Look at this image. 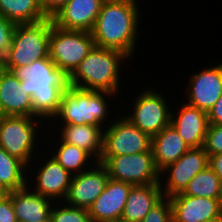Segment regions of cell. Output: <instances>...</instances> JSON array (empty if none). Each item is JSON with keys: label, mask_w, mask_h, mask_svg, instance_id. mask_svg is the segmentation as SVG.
Returning <instances> with one entry per match:
<instances>
[{"label": "cell", "mask_w": 222, "mask_h": 222, "mask_svg": "<svg viewBox=\"0 0 222 222\" xmlns=\"http://www.w3.org/2000/svg\"><path fill=\"white\" fill-rule=\"evenodd\" d=\"M207 222H222V214L219 217H217L215 219H212V220H209Z\"/></svg>", "instance_id": "39"}, {"label": "cell", "mask_w": 222, "mask_h": 222, "mask_svg": "<svg viewBox=\"0 0 222 222\" xmlns=\"http://www.w3.org/2000/svg\"><path fill=\"white\" fill-rule=\"evenodd\" d=\"M17 222H41L50 217L55 202L35 193L28 185L9 192Z\"/></svg>", "instance_id": "20"}, {"label": "cell", "mask_w": 222, "mask_h": 222, "mask_svg": "<svg viewBox=\"0 0 222 222\" xmlns=\"http://www.w3.org/2000/svg\"><path fill=\"white\" fill-rule=\"evenodd\" d=\"M103 0H69L51 18L53 25L91 32L100 12Z\"/></svg>", "instance_id": "18"}, {"label": "cell", "mask_w": 222, "mask_h": 222, "mask_svg": "<svg viewBox=\"0 0 222 222\" xmlns=\"http://www.w3.org/2000/svg\"><path fill=\"white\" fill-rule=\"evenodd\" d=\"M111 1H116V2H139V0H103V2H111Z\"/></svg>", "instance_id": "38"}, {"label": "cell", "mask_w": 222, "mask_h": 222, "mask_svg": "<svg viewBox=\"0 0 222 222\" xmlns=\"http://www.w3.org/2000/svg\"><path fill=\"white\" fill-rule=\"evenodd\" d=\"M138 2H103L91 31L95 45L136 55L141 23ZM140 24V25H139ZM138 42V43H137ZM137 45V46H136Z\"/></svg>", "instance_id": "1"}, {"label": "cell", "mask_w": 222, "mask_h": 222, "mask_svg": "<svg viewBox=\"0 0 222 222\" xmlns=\"http://www.w3.org/2000/svg\"><path fill=\"white\" fill-rule=\"evenodd\" d=\"M132 186V184L109 178L104 191L88 208L91 221H120Z\"/></svg>", "instance_id": "15"}, {"label": "cell", "mask_w": 222, "mask_h": 222, "mask_svg": "<svg viewBox=\"0 0 222 222\" xmlns=\"http://www.w3.org/2000/svg\"><path fill=\"white\" fill-rule=\"evenodd\" d=\"M60 127L57 133L59 138L70 145L86 151L95 162H99L103 152L104 128L102 126L84 125H53ZM62 128V129H61ZM61 132V133H60Z\"/></svg>", "instance_id": "21"}, {"label": "cell", "mask_w": 222, "mask_h": 222, "mask_svg": "<svg viewBox=\"0 0 222 222\" xmlns=\"http://www.w3.org/2000/svg\"><path fill=\"white\" fill-rule=\"evenodd\" d=\"M162 198L160 183L132 186L120 221L141 222Z\"/></svg>", "instance_id": "23"}, {"label": "cell", "mask_w": 222, "mask_h": 222, "mask_svg": "<svg viewBox=\"0 0 222 222\" xmlns=\"http://www.w3.org/2000/svg\"><path fill=\"white\" fill-rule=\"evenodd\" d=\"M203 147L208 156L222 153V125L209 124Z\"/></svg>", "instance_id": "30"}, {"label": "cell", "mask_w": 222, "mask_h": 222, "mask_svg": "<svg viewBox=\"0 0 222 222\" xmlns=\"http://www.w3.org/2000/svg\"><path fill=\"white\" fill-rule=\"evenodd\" d=\"M220 179L208 166L205 170L198 172L188 183L182 193L176 195H190L193 197L218 198L220 190Z\"/></svg>", "instance_id": "27"}, {"label": "cell", "mask_w": 222, "mask_h": 222, "mask_svg": "<svg viewBox=\"0 0 222 222\" xmlns=\"http://www.w3.org/2000/svg\"><path fill=\"white\" fill-rule=\"evenodd\" d=\"M50 218L52 222H92L87 209L69 206L64 201L55 202Z\"/></svg>", "instance_id": "28"}, {"label": "cell", "mask_w": 222, "mask_h": 222, "mask_svg": "<svg viewBox=\"0 0 222 222\" xmlns=\"http://www.w3.org/2000/svg\"><path fill=\"white\" fill-rule=\"evenodd\" d=\"M169 198L173 222H207L222 214L218 198L190 195H173Z\"/></svg>", "instance_id": "19"}, {"label": "cell", "mask_w": 222, "mask_h": 222, "mask_svg": "<svg viewBox=\"0 0 222 222\" xmlns=\"http://www.w3.org/2000/svg\"><path fill=\"white\" fill-rule=\"evenodd\" d=\"M41 222H52V221H51V218L49 217L48 219L41 221Z\"/></svg>", "instance_id": "40"}, {"label": "cell", "mask_w": 222, "mask_h": 222, "mask_svg": "<svg viewBox=\"0 0 222 222\" xmlns=\"http://www.w3.org/2000/svg\"><path fill=\"white\" fill-rule=\"evenodd\" d=\"M144 89L138 96L135 95L134 104L128 105L130 107L133 105L132 110H127L130 113L122 115L141 131L153 137L170 125L171 112L174 111L171 108L173 104L168 103L170 101H167L162 92L152 87Z\"/></svg>", "instance_id": "8"}, {"label": "cell", "mask_w": 222, "mask_h": 222, "mask_svg": "<svg viewBox=\"0 0 222 222\" xmlns=\"http://www.w3.org/2000/svg\"><path fill=\"white\" fill-rule=\"evenodd\" d=\"M0 222H17L12 198L8 194L0 198Z\"/></svg>", "instance_id": "32"}, {"label": "cell", "mask_w": 222, "mask_h": 222, "mask_svg": "<svg viewBox=\"0 0 222 222\" xmlns=\"http://www.w3.org/2000/svg\"><path fill=\"white\" fill-rule=\"evenodd\" d=\"M218 204L220 207V210L222 212V182L220 183V190H219V196H218Z\"/></svg>", "instance_id": "36"}, {"label": "cell", "mask_w": 222, "mask_h": 222, "mask_svg": "<svg viewBox=\"0 0 222 222\" xmlns=\"http://www.w3.org/2000/svg\"><path fill=\"white\" fill-rule=\"evenodd\" d=\"M56 136L57 135H55L54 139L55 142L53 143L57 142V144H54L52 148L49 147V149L53 150L55 146L57 148L50 152V156L55 158V160L71 175H77L83 171H86L96 163L95 160L86 151L80 149L77 146L63 142L59 136H57L59 139L58 140Z\"/></svg>", "instance_id": "24"}, {"label": "cell", "mask_w": 222, "mask_h": 222, "mask_svg": "<svg viewBox=\"0 0 222 222\" xmlns=\"http://www.w3.org/2000/svg\"><path fill=\"white\" fill-rule=\"evenodd\" d=\"M42 122H44V124ZM45 123L47 122L42 118L1 116L0 146L28 167L32 160H34L33 157L40 153V150L36 149H39L37 148V146H39L38 142L40 141L41 143L42 136H45L42 133L45 134L47 131L44 129L48 126Z\"/></svg>", "instance_id": "5"}, {"label": "cell", "mask_w": 222, "mask_h": 222, "mask_svg": "<svg viewBox=\"0 0 222 222\" xmlns=\"http://www.w3.org/2000/svg\"><path fill=\"white\" fill-rule=\"evenodd\" d=\"M51 29V18L36 23L17 24L13 32L11 47L0 62V66L11 70L47 58Z\"/></svg>", "instance_id": "6"}, {"label": "cell", "mask_w": 222, "mask_h": 222, "mask_svg": "<svg viewBox=\"0 0 222 222\" xmlns=\"http://www.w3.org/2000/svg\"><path fill=\"white\" fill-rule=\"evenodd\" d=\"M0 114L34 117L32 96L26 93L21 80L2 66H0Z\"/></svg>", "instance_id": "16"}, {"label": "cell", "mask_w": 222, "mask_h": 222, "mask_svg": "<svg viewBox=\"0 0 222 222\" xmlns=\"http://www.w3.org/2000/svg\"><path fill=\"white\" fill-rule=\"evenodd\" d=\"M174 110L171 112L170 124L184 142L190 148L203 147L209 126L207 113L187 103H182L179 109Z\"/></svg>", "instance_id": "17"}, {"label": "cell", "mask_w": 222, "mask_h": 222, "mask_svg": "<svg viewBox=\"0 0 222 222\" xmlns=\"http://www.w3.org/2000/svg\"><path fill=\"white\" fill-rule=\"evenodd\" d=\"M208 166L209 156L204 147L190 148L177 161L160 171L159 183L163 197L182 193L190 180ZM163 178L166 182L163 181Z\"/></svg>", "instance_id": "12"}, {"label": "cell", "mask_w": 222, "mask_h": 222, "mask_svg": "<svg viewBox=\"0 0 222 222\" xmlns=\"http://www.w3.org/2000/svg\"><path fill=\"white\" fill-rule=\"evenodd\" d=\"M27 166L0 146V183L8 191L27 185Z\"/></svg>", "instance_id": "26"}, {"label": "cell", "mask_w": 222, "mask_h": 222, "mask_svg": "<svg viewBox=\"0 0 222 222\" xmlns=\"http://www.w3.org/2000/svg\"><path fill=\"white\" fill-rule=\"evenodd\" d=\"M131 58L122 51L94 46L69 76V84L84 90L107 91L121 94L125 61ZM123 67V68H122ZM120 89V90H119Z\"/></svg>", "instance_id": "3"}, {"label": "cell", "mask_w": 222, "mask_h": 222, "mask_svg": "<svg viewBox=\"0 0 222 222\" xmlns=\"http://www.w3.org/2000/svg\"><path fill=\"white\" fill-rule=\"evenodd\" d=\"M41 155L42 154L40 153V155L36 156L37 158L34 157V160L36 161L34 162L33 160L31 162L33 164H30L27 167V171H28L27 172V185L31 187V189L35 193H38L44 197L50 198L54 202H58V199H59V202L64 201L68 194L73 175H71L68 171H66L55 160V158H53L52 156L50 157L49 154H47V157L46 159L44 158V160L42 159V157L41 158L38 157ZM34 164L36 168H34ZM31 168L36 169V170H33ZM30 170H33V172ZM33 176L34 178H32Z\"/></svg>", "instance_id": "11"}, {"label": "cell", "mask_w": 222, "mask_h": 222, "mask_svg": "<svg viewBox=\"0 0 222 222\" xmlns=\"http://www.w3.org/2000/svg\"><path fill=\"white\" fill-rule=\"evenodd\" d=\"M43 13L52 18L69 0H39Z\"/></svg>", "instance_id": "33"}, {"label": "cell", "mask_w": 222, "mask_h": 222, "mask_svg": "<svg viewBox=\"0 0 222 222\" xmlns=\"http://www.w3.org/2000/svg\"><path fill=\"white\" fill-rule=\"evenodd\" d=\"M209 124L222 125V95L207 112Z\"/></svg>", "instance_id": "34"}, {"label": "cell", "mask_w": 222, "mask_h": 222, "mask_svg": "<svg viewBox=\"0 0 222 222\" xmlns=\"http://www.w3.org/2000/svg\"><path fill=\"white\" fill-rule=\"evenodd\" d=\"M15 26L16 24L0 15V62L5 58L11 47Z\"/></svg>", "instance_id": "31"}, {"label": "cell", "mask_w": 222, "mask_h": 222, "mask_svg": "<svg viewBox=\"0 0 222 222\" xmlns=\"http://www.w3.org/2000/svg\"><path fill=\"white\" fill-rule=\"evenodd\" d=\"M109 178L106 168L96 162L90 169L72 176L64 202L69 206L88 210L104 191Z\"/></svg>", "instance_id": "14"}, {"label": "cell", "mask_w": 222, "mask_h": 222, "mask_svg": "<svg viewBox=\"0 0 222 222\" xmlns=\"http://www.w3.org/2000/svg\"><path fill=\"white\" fill-rule=\"evenodd\" d=\"M209 166L222 182V153L209 156Z\"/></svg>", "instance_id": "35"}, {"label": "cell", "mask_w": 222, "mask_h": 222, "mask_svg": "<svg viewBox=\"0 0 222 222\" xmlns=\"http://www.w3.org/2000/svg\"><path fill=\"white\" fill-rule=\"evenodd\" d=\"M10 71L32 96L34 118L51 121L58 112L63 92L70 86L69 76L57 68L49 56Z\"/></svg>", "instance_id": "2"}, {"label": "cell", "mask_w": 222, "mask_h": 222, "mask_svg": "<svg viewBox=\"0 0 222 222\" xmlns=\"http://www.w3.org/2000/svg\"><path fill=\"white\" fill-rule=\"evenodd\" d=\"M190 147L170 124L151 137V150L159 171L177 161Z\"/></svg>", "instance_id": "22"}, {"label": "cell", "mask_w": 222, "mask_h": 222, "mask_svg": "<svg viewBox=\"0 0 222 222\" xmlns=\"http://www.w3.org/2000/svg\"><path fill=\"white\" fill-rule=\"evenodd\" d=\"M117 95L120 94L107 91L84 90L70 85L68 90L63 92L58 112L53 116L52 121H49L47 124L48 126L51 125V127L46 128L53 131L52 125H55L54 123L57 125L89 124L107 127V124L113 120L112 116L109 115L113 112V110L109 109L112 106L110 102H114L111 100L120 97ZM107 118L111 119L108 120Z\"/></svg>", "instance_id": "4"}, {"label": "cell", "mask_w": 222, "mask_h": 222, "mask_svg": "<svg viewBox=\"0 0 222 222\" xmlns=\"http://www.w3.org/2000/svg\"><path fill=\"white\" fill-rule=\"evenodd\" d=\"M0 15L14 24H30L48 18L39 0H0Z\"/></svg>", "instance_id": "25"}, {"label": "cell", "mask_w": 222, "mask_h": 222, "mask_svg": "<svg viewBox=\"0 0 222 222\" xmlns=\"http://www.w3.org/2000/svg\"><path fill=\"white\" fill-rule=\"evenodd\" d=\"M117 114H120L119 118L114 114L115 120L104 128L101 157L148 152L151 149V137L134 126L121 113Z\"/></svg>", "instance_id": "10"}, {"label": "cell", "mask_w": 222, "mask_h": 222, "mask_svg": "<svg viewBox=\"0 0 222 222\" xmlns=\"http://www.w3.org/2000/svg\"><path fill=\"white\" fill-rule=\"evenodd\" d=\"M9 192L0 183V198L6 196Z\"/></svg>", "instance_id": "37"}, {"label": "cell", "mask_w": 222, "mask_h": 222, "mask_svg": "<svg viewBox=\"0 0 222 222\" xmlns=\"http://www.w3.org/2000/svg\"><path fill=\"white\" fill-rule=\"evenodd\" d=\"M91 32L68 30L53 25L49 37V57L57 68L70 76L94 48Z\"/></svg>", "instance_id": "7"}, {"label": "cell", "mask_w": 222, "mask_h": 222, "mask_svg": "<svg viewBox=\"0 0 222 222\" xmlns=\"http://www.w3.org/2000/svg\"><path fill=\"white\" fill-rule=\"evenodd\" d=\"M220 62L190 75L185 88L187 101L184 102L206 113L213 107L222 95V61Z\"/></svg>", "instance_id": "13"}, {"label": "cell", "mask_w": 222, "mask_h": 222, "mask_svg": "<svg viewBox=\"0 0 222 222\" xmlns=\"http://www.w3.org/2000/svg\"><path fill=\"white\" fill-rule=\"evenodd\" d=\"M107 170L110 179L134 185L159 183L160 171L157 169L152 150L131 155L101 157L99 160Z\"/></svg>", "instance_id": "9"}, {"label": "cell", "mask_w": 222, "mask_h": 222, "mask_svg": "<svg viewBox=\"0 0 222 222\" xmlns=\"http://www.w3.org/2000/svg\"><path fill=\"white\" fill-rule=\"evenodd\" d=\"M141 222H173L170 198L163 197L152 207Z\"/></svg>", "instance_id": "29"}]
</instances>
